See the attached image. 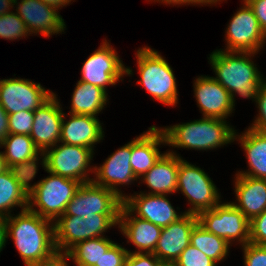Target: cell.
<instances>
[{
	"mask_svg": "<svg viewBox=\"0 0 266 266\" xmlns=\"http://www.w3.org/2000/svg\"><path fill=\"white\" fill-rule=\"evenodd\" d=\"M9 237L26 266H35L57 251L53 222L29 208L7 217V238Z\"/></svg>",
	"mask_w": 266,
	"mask_h": 266,
	"instance_id": "obj_1",
	"label": "cell"
},
{
	"mask_svg": "<svg viewBox=\"0 0 266 266\" xmlns=\"http://www.w3.org/2000/svg\"><path fill=\"white\" fill-rule=\"evenodd\" d=\"M258 53L216 49L209 54L213 77L231 95L235 108V95L256 101L259 87L266 79L251 59ZM252 57V58H251Z\"/></svg>",
	"mask_w": 266,
	"mask_h": 266,
	"instance_id": "obj_2",
	"label": "cell"
},
{
	"mask_svg": "<svg viewBox=\"0 0 266 266\" xmlns=\"http://www.w3.org/2000/svg\"><path fill=\"white\" fill-rule=\"evenodd\" d=\"M161 129L172 148L207 151L234 142L235 129L225 119L201 117Z\"/></svg>",
	"mask_w": 266,
	"mask_h": 266,
	"instance_id": "obj_3",
	"label": "cell"
},
{
	"mask_svg": "<svg viewBox=\"0 0 266 266\" xmlns=\"http://www.w3.org/2000/svg\"><path fill=\"white\" fill-rule=\"evenodd\" d=\"M135 58L140 75L137 84L143 86L153 100L167 106H177L179 92L176 78L167 60L148 46L139 48Z\"/></svg>",
	"mask_w": 266,
	"mask_h": 266,
	"instance_id": "obj_4",
	"label": "cell"
},
{
	"mask_svg": "<svg viewBox=\"0 0 266 266\" xmlns=\"http://www.w3.org/2000/svg\"><path fill=\"white\" fill-rule=\"evenodd\" d=\"M46 172L49 175L38 181L36 190L29 196L28 208L54 223L64 214L67 204L81 183L74 179Z\"/></svg>",
	"mask_w": 266,
	"mask_h": 266,
	"instance_id": "obj_5",
	"label": "cell"
},
{
	"mask_svg": "<svg viewBox=\"0 0 266 266\" xmlns=\"http://www.w3.org/2000/svg\"><path fill=\"white\" fill-rule=\"evenodd\" d=\"M120 214H96L87 218L60 216L54 224V243L59 252H68L79 242L104 237L108 229L118 226Z\"/></svg>",
	"mask_w": 266,
	"mask_h": 266,
	"instance_id": "obj_6",
	"label": "cell"
},
{
	"mask_svg": "<svg viewBox=\"0 0 266 266\" xmlns=\"http://www.w3.org/2000/svg\"><path fill=\"white\" fill-rule=\"evenodd\" d=\"M177 192L188 200L189 209L185 213L198 215L201 211L213 209L221 202L216 185L204 169L189 163L179 156Z\"/></svg>",
	"mask_w": 266,
	"mask_h": 266,
	"instance_id": "obj_7",
	"label": "cell"
},
{
	"mask_svg": "<svg viewBox=\"0 0 266 266\" xmlns=\"http://www.w3.org/2000/svg\"><path fill=\"white\" fill-rule=\"evenodd\" d=\"M198 223L208 232L224 238L231 246L250 243V221L230 202L218 203L213 209L201 211Z\"/></svg>",
	"mask_w": 266,
	"mask_h": 266,
	"instance_id": "obj_8",
	"label": "cell"
},
{
	"mask_svg": "<svg viewBox=\"0 0 266 266\" xmlns=\"http://www.w3.org/2000/svg\"><path fill=\"white\" fill-rule=\"evenodd\" d=\"M131 67H125L115 48L106 40L83 63L80 81L98 86L107 92L108 85L115 86L124 75H133Z\"/></svg>",
	"mask_w": 266,
	"mask_h": 266,
	"instance_id": "obj_9",
	"label": "cell"
},
{
	"mask_svg": "<svg viewBox=\"0 0 266 266\" xmlns=\"http://www.w3.org/2000/svg\"><path fill=\"white\" fill-rule=\"evenodd\" d=\"M44 154L46 171L74 179L81 184L92 182L93 178L88 175L94 174V166L90 165L95 154L92 149L58 142L45 150Z\"/></svg>",
	"mask_w": 266,
	"mask_h": 266,
	"instance_id": "obj_10",
	"label": "cell"
},
{
	"mask_svg": "<svg viewBox=\"0 0 266 266\" xmlns=\"http://www.w3.org/2000/svg\"><path fill=\"white\" fill-rule=\"evenodd\" d=\"M122 205L119 195L92 181L79 186L61 216L87 218L96 214H120Z\"/></svg>",
	"mask_w": 266,
	"mask_h": 266,
	"instance_id": "obj_11",
	"label": "cell"
},
{
	"mask_svg": "<svg viewBox=\"0 0 266 266\" xmlns=\"http://www.w3.org/2000/svg\"><path fill=\"white\" fill-rule=\"evenodd\" d=\"M244 2V3H243ZM232 16L225 30V51L258 53L265 46L266 36L261 30L252 8L245 0Z\"/></svg>",
	"mask_w": 266,
	"mask_h": 266,
	"instance_id": "obj_12",
	"label": "cell"
},
{
	"mask_svg": "<svg viewBox=\"0 0 266 266\" xmlns=\"http://www.w3.org/2000/svg\"><path fill=\"white\" fill-rule=\"evenodd\" d=\"M54 94L25 78L0 79V105L7 114L35 111Z\"/></svg>",
	"mask_w": 266,
	"mask_h": 266,
	"instance_id": "obj_13",
	"label": "cell"
},
{
	"mask_svg": "<svg viewBox=\"0 0 266 266\" xmlns=\"http://www.w3.org/2000/svg\"><path fill=\"white\" fill-rule=\"evenodd\" d=\"M14 5L17 6L14 7L17 15L24 21L31 35L49 38L66 30V24L59 10L41 0H20V2L15 0Z\"/></svg>",
	"mask_w": 266,
	"mask_h": 266,
	"instance_id": "obj_14",
	"label": "cell"
},
{
	"mask_svg": "<svg viewBox=\"0 0 266 266\" xmlns=\"http://www.w3.org/2000/svg\"><path fill=\"white\" fill-rule=\"evenodd\" d=\"M131 141L109 155L100 166H94L93 182L99 186L111 189L122 199L125 193L118 186H127L139 179L135 176L131 164Z\"/></svg>",
	"mask_w": 266,
	"mask_h": 266,
	"instance_id": "obj_15",
	"label": "cell"
},
{
	"mask_svg": "<svg viewBox=\"0 0 266 266\" xmlns=\"http://www.w3.org/2000/svg\"><path fill=\"white\" fill-rule=\"evenodd\" d=\"M167 195L146 194L144 191L126 195L123 205L136 217L150 221L161 228L178 221L186 213H177Z\"/></svg>",
	"mask_w": 266,
	"mask_h": 266,
	"instance_id": "obj_16",
	"label": "cell"
},
{
	"mask_svg": "<svg viewBox=\"0 0 266 266\" xmlns=\"http://www.w3.org/2000/svg\"><path fill=\"white\" fill-rule=\"evenodd\" d=\"M57 96L54 93L34 111L30 138L41 152L60 142L64 112Z\"/></svg>",
	"mask_w": 266,
	"mask_h": 266,
	"instance_id": "obj_17",
	"label": "cell"
},
{
	"mask_svg": "<svg viewBox=\"0 0 266 266\" xmlns=\"http://www.w3.org/2000/svg\"><path fill=\"white\" fill-rule=\"evenodd\" d=\"M193 91L203 117L226 120L234 113L230 93L213 76H198L194 80Z\"/></svg>",
	"mask_w": 266,
	"mask_h": 266,
	"instance_id": "obj_18",
	"label": "cell"
},
{
	"mask_svg": "<svg viewBox=\"0 0 266 266\" xmlns=\"http://www.w3.org/2000/svg\"><path fill=\"white\" fill-rule=\"evenodd\" d=\"M198 223L196 214L186 213L178 221L162 228L154 255L164 264H174L190 245V234Z\"/></svg>",
	"mask_w": 266,
	"mask_h": 266,
	"instance_id": "obj_19",
	"label": "cell"
},
{
	"mask_svg": "<svg viewBox=\"0 0 266 266\" xmlns=\"http://www.w3.org/2000/svg\"><path fill=\"white\" fill-rule=\"evenodd\" d=\"M66 116H69L68 121ZM101 124L103 123L98 117L64 113L59 143L86 147L94 151L95 144L104 139Z\"/></svg>",
	"mask_w": 266,
	"mask_h": 266,
	"instance_id": "obj_20",
	"label": "cell"
},
{
	"mask_svg": "<svg viewBox=\"0 0 266 266\" xmlns=\"http://www.w3.org/2000/svg\"><path fill=\"white\" fill-rule=\"evenodd\" d=\"M138 137L131 140L130 164L135 176L140 179L164 154L160 152V145H166L164 131L153 125Z\"/></svg>",
	"mask_w": 266,
	"mask_h": 266,
	"instance_id": "obj_21",
	"label": "cell"
},
{
	"mask_svg": "<svg viewBox=\"0 0 266 266\" xmlns=\"http://www.w3.org/2000/svg\"><path fill=\"white\" fill-rule=\"evenodd\" d=\"M118 228L136 253H154L162 228L150 221L134 216L124 205L121 207Z\"/></svg>",
	"mask_w": 266,
	"mask_h": 266,
	"instance_id": "obj_22",
	"label": "cell"
},
{
	"mask_svg": "<svg viewBox=\"0 0 266 266\" xmlns=\"http://www.w3.org/2000/svg\"><path fill=\"white\" fill-rule=\"evenodd\" d=\"M179 154L167 151L145 173L140 180L150 191L146 194L170 195L177 192Z\"/></svg>",
	"mask_w": 266,
	"mask_h": 266,
	"instance_id": "obj_23",
	"label": "cell"
},
{
	"mask_svg": "<svg viewBox=\"0 0 266 266\" xmlns=\"http://www.w3.org/2000/svg\"><path fill=\"white\" fill-rule=\"evenodd\" d=\"M234 192L237 202H231L250 221L266 210V179L236 174Z\"/></svg>",
	"mask_w": 266,
	"mask_h": 266,
	"instance_id": "obj_24",
	"label": "cell"
},
{
	"mask_svg": "<svg viewBox=\"0 0 266 266\" xmlns=\"http://www.w3.org/2000/svg\"><path fill=\"white\" fill-rule=\"evenodd\" d=\"M234 133V141H239L244 149L248 170L238 171L239 175L266 179V133L248 127L242 134Z\"/></svg>",
	"mask_w": 266,
	"mask_h": 266,
	"instance_id": "obj_25",
	"label": "cell"
},
{
	"mask_svg": "<svg viewBox=\"0 0 266 266\" xmlns=\"http://www.w3.org/2000/svg\"><path fill=\"white\" fill-rule=\"evenodd\" d=\"M71 98L69 113L94 117L99 115L109 100L105 90L80 80L77 81Z\"/></svg>",
	"mask_w": 266,
	"mask_h": 266,
	"instance_id": "obj_26",
	"label": "cell"
},
{
	"mask_svg": "<svg viewBox=\"0 0 266 266\" xmlns=\"http://www.w3.org/2000/svg\"><path fill=\"white\" fill-rule=\"evenodd\" d=\"M190 244L216 264L225 260L229 255L230 244L222 237L208 232L199 223H197L190 234Z\"/></svg>",
	"mask_w": 266,
	"mask_h": 266,
	"instance_id": "obj_27",
	"label": "cell"
},
{
	"mask_svg": "<svg viewBox=\"0 0 266 266\" xmlns=\"http://www.w3.org/2000/svg\"><path fill=\"white\" fill-rule=\"evenodd\" d=\"M115 242L106 237L88 239L74 245L67 253L75 266H100V259Z\"/></svg>",
	"mask_w": 266,
	"mask_h": 266,
	"instance_id": "obj_28",
	"label": "cell"
},
{
	"mask_svg": "<svg viewBox=\"0 0 266 266\" xmlns=\"http://www.w3.org/2000/svg\"><path fill=\"white\" fill-rule=\"evenodd\" d=\"M29 197L21 189L9 169L0 173V215L10 217L12 209L20 207L21 211L28 208Z\"/></svg>",
	"mask_w": 266,
	"mask_h": 266,
	"instance_id": "obj_29",
	"label": "cell"
},
{
	"mask_svg": "<svg viewBox=\"0 0 266 266\" xmlns=\"http://www.w3.org/2000/svg\"><path fill=\"white\" fill-rule=\"evenodd\" d=\"M0 147L5 149L2 152L8 167L32 159L41 152L30 135L9 134Z\"/></svg>",
	"mask_w": 266,
	"mask_h": 266,
	"instance_id": "obj_30",
	"label": "cell"
},
{
	"mask_svg": "<svg viewBox=\"0 0 266 266\" xmlns=\"http://www.w3.org/2000/svg\"><path fill=\"white\" fill-rule=\"evenodd\" d=\"M39 160L43 169L46 171V156L44 152H40L32 159L8 167L14 179L19 183L21 189L28 197L36 190L39 184V182H35L33 185L30 183L36 177Z\"/></svg>",
	"mask_w": 266,
	"mask_h": 266,
	"instance_id": "obj_31",
	"label": "cell"
},
{
	"mask_svg": "<svg viewBox=\"0 0 266 266\" xmlns=\"http://www.w3.org/2000/svg\"><path fill=\"white\" fill-rule=\"evenodd\" d=\"M30 35L24 21L15 11L0 16V38L14 41Z\"/></svg>",
	"mask_w": 266,
	"mask_h": 266,
	"instance_id": "obj_32",
	"label": "cell"
},
{
	"mask_svg": "<svg viewBox=\"0 0 266 266\" xmlns=\"http://www.w3.org/2000/svg\"><path fill=\"white\" fill-rule=\"evenodd\" d=\"M8 121L9 134L30 135L34 121V112L22 110L8 114Z\"/></svg>",
	"mask_w": 266,
	"mask_h": 266,
	"instance_id": "obj_33",
	"label": "cell"
},
{
	"mask_svg": "<svg viewBox=\"0 0 266 266\" xmlns=\"http://www.w3.org/2000/svg\"><path fill=\"white\" fill-rule=\"evenodd\" d=\"M175 266H217V264L191 244L180 254Z\"/></svg>",
	"mask_w": 266,
	"mask_h": 266,
	"instance_id": "obj_34",
	"label": "cell"
},
{
	"mask_svg": "<svg viewBox=\"0 0 266 266\" xmlns=\"http://www.w3.org/2000/svg\"><path fill=\"white\" fill-rule=\"evenodd\" d=\"M244 266H266V245L247 243L241 246Z\"/></svg>",
	"mask_w": 266,
	"mask_h": 266,
	"instance_id": "obj_35",
	"label": "cell"
},
{
	"mask_svg": "<svg viewBox=\"0 0 266 266\" xmlns=\"http://www.w3.org/2000/svg\"><path fill=\"white\" fill-rule=\"evenodd\" d=\"M255 103L259 111L249 128L266 133V79L259 87Z\"/></svg>",
	"mask_w": 266,
	"mask_h": 266,
	"instance_id": "obj_36",
	"label": "cell"
},
{
	"mask_svg": "<svg viewBox=\"0 0 266 266\" xmlns=\"http://www.w3.org/2000/svg\"><path fill=\"white\" fill-rule=\"evenodd\" d=\"M131 250L114 243L100 259V266H125V261Z\"/></svg>",
	"mask_w": 266,
	"mask_h": 266,
	"instance_id": "obj_37",
	"label": "cell"
},
{
	"mask_svg": "<svg viewBox=\"0 0 266 266\" xmlns=\"http://www.w3.org/2000/svg\"><path fill=\"white\" fill-rule=\"evenodd\" d=\"M250 243L266 245V210L250 220Z\"/></svg>",
	"mask_w": 266,
	"mask_h": 266,
	"instance_id": "obj_38",
	"label": "cell"
},
{
	"mask_svg": "<svg viewBox=\"0 0 266 266\" xmlns=\"http://www.w3.org/2000/svg\"><path fill=\"white\" fill-rule=\"evenodd\" d=\"M164 263L153 253L130 252L126 258L125 266H163Z\"/></svg>",
	"mask_w": 266,
	"mask_h": 266,
	"instance_id": "obj_39",
	"label": "cell"
},
{
	"mask_svg": "<svg viewBox=\"0 0 266 266\" xmlns=\"http://www.w3.org/2000/svg\"><path fill=\"white\" fill-rule=\"evenodd\" d=\"M252 8L259 26L266 36V0H245Z\"/></svg>",
	"mask_w": 266,
	"mask_h": 266,
	"instance_id": "obj_40",
	"label": "cell"
},
{
	"mask_svg": "<svg viewBox=\"0 0 266 266\" xmlns=\"http://www.w3.org/2000/svg\"><path fill=\"white\" fill-rule=\"evenodd\" d=\"M68 259L71 257L67 252L56 251L51 257L44 259L35 266H69Z\"/></svg>",
	"mask_w": 266,
	"mask_h": 266,
	"instance_id": "obj_41",
	"label": "cell"
},
{
	"mask_svg": "<svg viewBox=\"0 0 266 266\" xmlns=\"http://www.w3.org/2000/svg\"><path fill=\"white\" fill-rule=\"evenodd\" d=\"M8 122V114L0 105V144L9 135Z\"/></svg>",
	"mask_w": 266,
	"mask_h": 266,
	"instance_id": "obj_42",
	"label": "cell"
},
{
	"mask_svg": "<svg viewBox=\"0 0 266 266\" xmlns=\"http://www.w3.org/2000/svg\"><path fill=\"white\" fill-rule=\"evenodd\" d=\"M7 240V217L0 215V252L6 246Z\"/></svg>",
	"mask_w": 266,
	"mask_h": 266,
	"instance_id": "obj_43",
	"label": "cell"
},
{
	"mask_svg": "<svg viewBox=\"0 0 266 266\" xmlns=\"http://www.w3.org/2000/svg\"><path fill=\"white\" fill-rule=\"evenodd\" d=\"M14 1L15 0H0V16L12 11L15 6Z\"/></svg>",
	"mask_w": 266,
	"mask_h": 266,
	"instance_id": "obj_44",
	"label": "cell"
},
{
	"mask_svg": "<svg viewBox=\"0 0 266 266\" xmlns=\"http://www.w3.org/2000/svg\"><path fill=\"white\" fill-rule=\"evenodd\" d=\"M41 1H43L47 5L53 6L59 10L63 6L69 5V3L71 4L72 3L71 1L74 2L75 0H41Z\"/></svg>",
	"mask_w": 266,
	"mask_h": 266,
	"instance_id": "obj_45",
	"label": "cell"
},
{
	"mask_svg": "<svg viewBox=\"0 0 266 266\" xmlns=\"http://www.w3.org/2000/svg\"><path fill=\"white\" fill-rule=\"evenodd\" d=\"M7 169H8V166H7L5 158L3 156V152L0 151V173L4 172Z\"/></svg>",
	"mask_w": 266,
	"mask_h": 266,
	"instance_id": "obj_46",
	"label": "cell"
},
{
	"mask_svg": "<svg viewBox=\"0 0 266 266\" xmlns=\"http://www.w3.org/2000/svg\"><path fill=\"white\" fill-rule=\"evenodd\" d=\"M163 266H175L174 264H164Z\"/></svg>",
	"mask_w": 266,
	"mask_h": 266,
	"instance_id": "obj_47",
	"label": "cell"
}]
</instances>
